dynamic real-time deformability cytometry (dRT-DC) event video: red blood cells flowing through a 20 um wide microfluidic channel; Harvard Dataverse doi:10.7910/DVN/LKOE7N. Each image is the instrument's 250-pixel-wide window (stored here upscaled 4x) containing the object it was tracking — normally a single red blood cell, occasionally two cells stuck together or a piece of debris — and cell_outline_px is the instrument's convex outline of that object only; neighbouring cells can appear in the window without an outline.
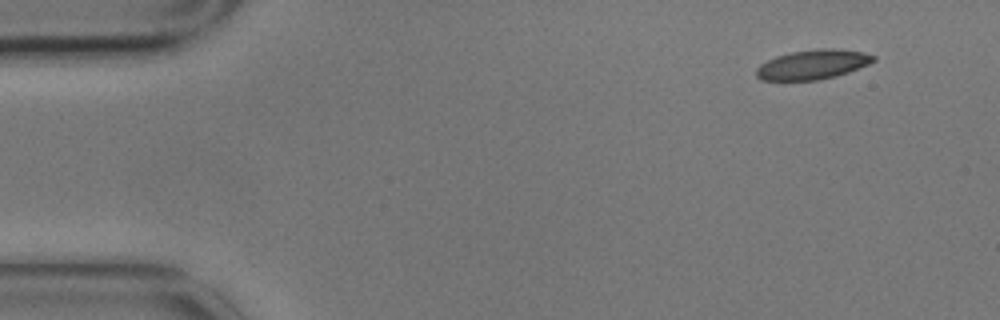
{"species": "common noctule bat (a hibernating species)", "species_latin": "Nyctalus noctula", "temperature_condition": "cold", "stored_images_in_passage": 4, "camera_frame_rate_fps": 3000, "um_per_image_px": 0.085, "animal": {"sex": "male", "body_mass_g": 17.9}, "frame": {"image": 1, "passage_image": 1, "time_ms": 0.0, "image_size_px": [1000, 320], "cell_outline_px": [[876, 60], [868, 64], [848, 72], [836, 76], [816, 80], [760, 80], [756, 76], [756, 68], [760, 64], [776, 56], [792, 52], [816, 48], [832, 48], [864, 52], [876, 56]], "centroid_in_image_um": [69.08, 5.48], "position_along_channel_um": 15.9, "area_um2": 20.17}}
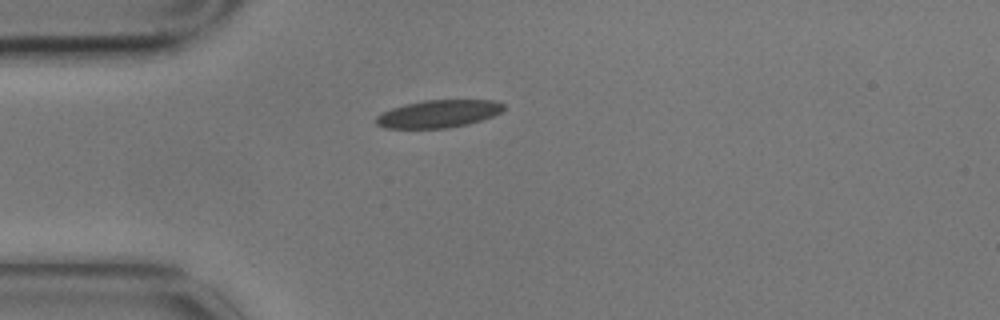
{"frame": {"image": 2, "passage_image": 4, "time_ms": 1.0, "image_size_px": [1000, 320], "cell_outline_px": [[504, 108], [500, 112], [492, 116], [468, 124], [448, 128], [384, 128], [376, 124], [376, 116], [392, 108], [404, 104], [424, 100], [496, 100], [504, 104]], "centroid_in_image_um": [37.26, 9.67], "position_along_channel_um": 47.7, "area_um2": 20.46}}